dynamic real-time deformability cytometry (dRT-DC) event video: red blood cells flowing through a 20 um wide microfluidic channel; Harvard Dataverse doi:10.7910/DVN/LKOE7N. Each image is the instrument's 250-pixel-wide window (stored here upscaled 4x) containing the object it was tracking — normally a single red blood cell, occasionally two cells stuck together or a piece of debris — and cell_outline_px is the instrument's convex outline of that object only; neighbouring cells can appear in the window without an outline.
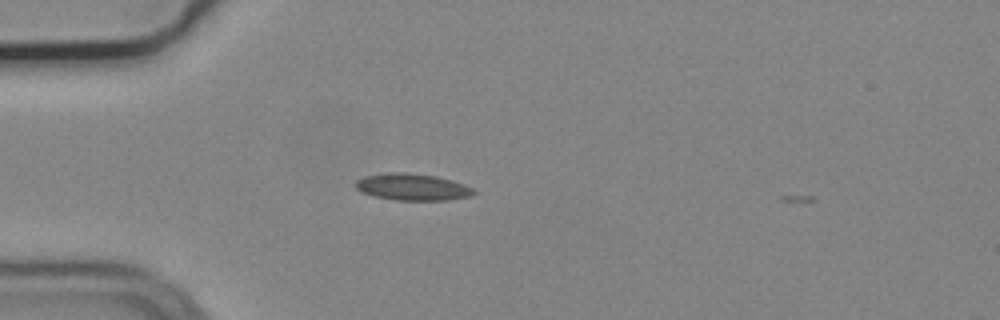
{"species": "common noctule bat (a hibernating species)", "species_latin": "Nyctalus noctula", "temperature_condition": "cold", "stored_images_in_passage": 3, "camera_frame_rate_fps": 3000, "um_per_image_px": 0.085, "animal": {"sex": "male", "body_mass_g": 19.2, "forearm_length_mm": 51.8}, "frame": {"image": 1, "passage_image": 1, "time_ms": 0.0, "image_size_px": [1000, 320], "cell_outline_px": [[476, 192], [472, 196], [448, 200], [396, 200], [372, 196], [360, 192], [356, 188], [356, 180], [364, 176], [384, 172], [404, 172], [436, 176], [452, 180], [464, 184], [472, 188]], "centroid_in_image_um": [35.03, 15.89], "position_along_channel_um": 50.0, "area_um2": 18.61}}